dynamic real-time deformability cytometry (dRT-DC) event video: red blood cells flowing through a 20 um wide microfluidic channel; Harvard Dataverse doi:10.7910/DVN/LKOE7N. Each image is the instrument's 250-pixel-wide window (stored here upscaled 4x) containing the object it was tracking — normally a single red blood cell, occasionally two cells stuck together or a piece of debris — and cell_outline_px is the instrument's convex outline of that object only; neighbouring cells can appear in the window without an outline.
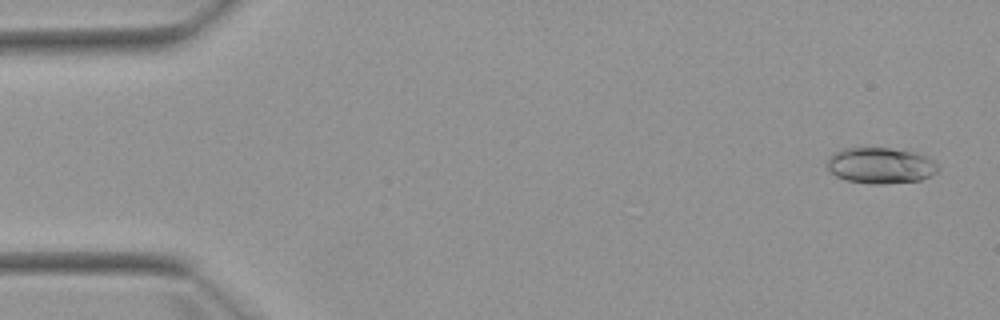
{"species": "Egyptian fruit bat (a non-hibernating species)", "species_latin": "Rousettus aegyptiacus", "temperature_condition": "warm", "stored_images_in_passage": 7, "camera_frame_rate_fps": 3000, "um_per_image_px": 0.085, "animal": {"sex": "female"}, "frame": {"image": 1, "passage_image": 1, "time_ms": 0.0, "image_size_px": [1000, 320], "cell_outline_px": [[940, 168], [932, 176], [920, 180], [884, 184], [872, 184], [844, 180], [836, 176], [828, 168], [824, 160], [828, 156], [840, 148], [892, 148], [916, 152], [928, 156]], "centroid_in_image_um": [74.82, 14.06], "position_along_channel_um": 10.2, "area_um2": 23.7}}
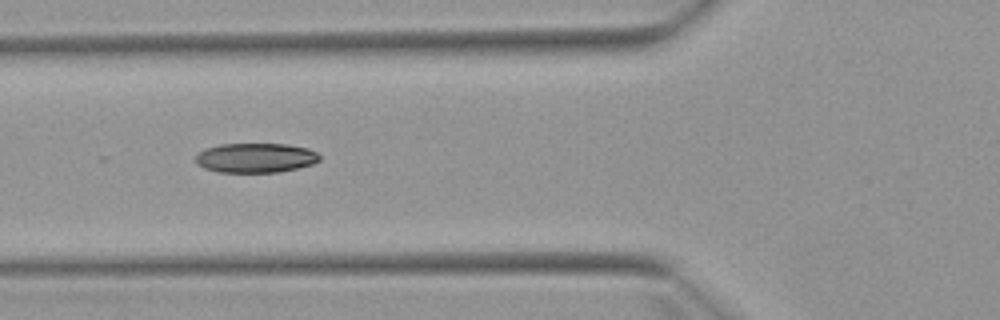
{"frame": {"image": 2, "passage_image": 5, "time_ms": 5.667, "image_size_px": [1000, 320], "cell_outline_px": [[320, 160], [312, 164], [280, 172], [220, 172], [204, 168], [196, 164], [196, 156], [200, 152], [208, 148], [220, 144], [288, 144], [308, 148], [316, 152], [320, 156]], "centroid_in_image_um": [21.74, 13.41], "position_along_channel_um": 104.1, "area_um2": 21.27}}
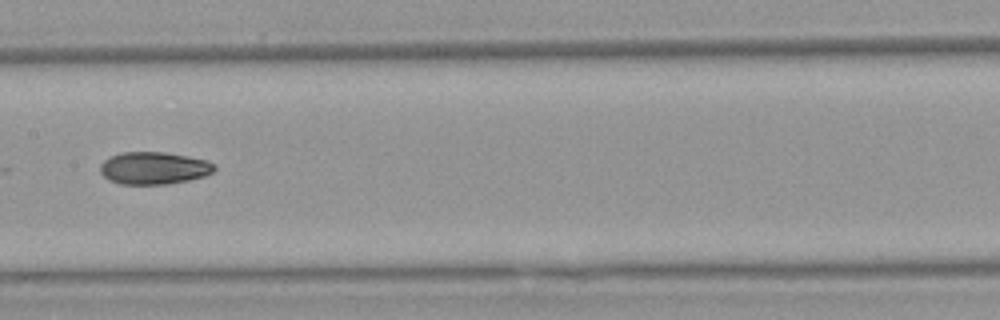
{"frame": {"image": 3, "passage_image": 7, "time_ms": 8.0, "image_size_px": [1000, 320], "cell_outline_px": [[216, 168], [212, 172], [204, 176], [188, 180], [168, 184], [120, 184], [108, 180], [100, 172], [100, 164], [104, 160], [120, 152], [164, 152], [204, 160], [216, 164]], "centroid_in_image_um": [13.05, 14.29], "position_along_channel_um": 194.4, "area_um2": 21.44}}